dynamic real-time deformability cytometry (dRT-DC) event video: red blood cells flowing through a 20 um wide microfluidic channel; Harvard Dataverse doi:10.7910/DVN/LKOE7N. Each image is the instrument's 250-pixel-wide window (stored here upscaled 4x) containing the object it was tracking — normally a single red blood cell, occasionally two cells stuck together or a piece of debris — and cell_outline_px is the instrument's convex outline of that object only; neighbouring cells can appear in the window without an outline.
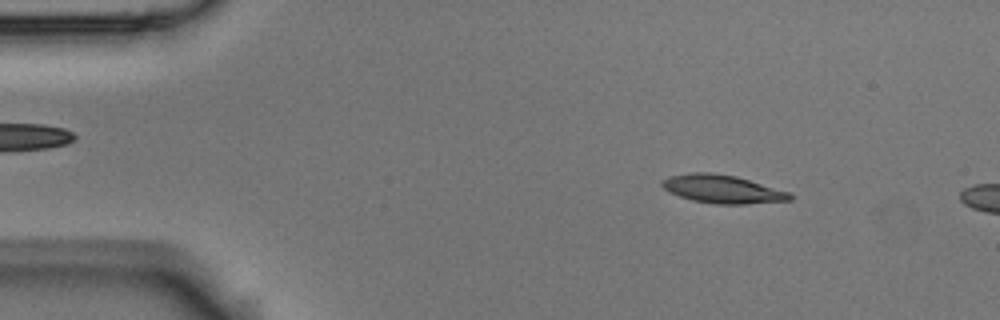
{"species": "Egyptian fruit bat (a non-hibernating species)", "species_latin": "Rousettus aegyptiacus", "temperature_condition": "room temperature", "stored_images_in_passage": 11, "camera_frame_rate_fps": 3000, "um_per_image_px": 0.085, "animal": {"sex": "male"}, "frame": {"image": 1, "passage_image": 7, "time_ms": 2.0, "image_size_px": [1000, 320], "cell_outline_px": [[796, 196], [792, 200], [744, 204], [716, 204], [692, 200], [668, 192], [660, 184], [660, 180], [668, 176], [692, 172], [712, 172], [736, 176], [788, 192]], "centroid_in_image_um": [61.37, 16.07], "position_along_channel_um": 23.6, "area_um2": 21.1}}